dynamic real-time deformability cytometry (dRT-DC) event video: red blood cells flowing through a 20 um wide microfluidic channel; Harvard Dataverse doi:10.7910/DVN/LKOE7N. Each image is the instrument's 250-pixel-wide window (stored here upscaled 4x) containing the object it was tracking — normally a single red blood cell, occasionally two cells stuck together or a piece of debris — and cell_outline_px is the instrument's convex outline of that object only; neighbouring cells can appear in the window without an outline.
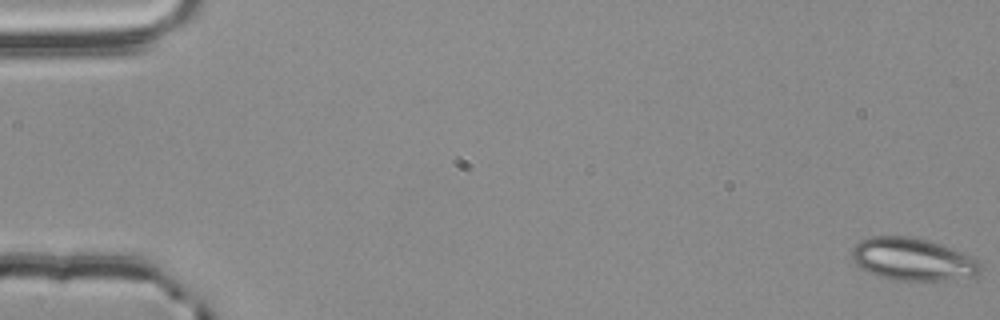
{"species": "common noctule bat (a hibernating species)", "species_latin": "Nyctalus noctula", "temperature_condition": "room temperature", "stored_images_in_passage": 56, "camera_frame_rate_fps": 3000, "um_per_image_px": 0.085, "animal": {"sex": "male", "body_mass_g": 20.4}, "frame": {"image": 1, "passage_image": 1, "time_ms": 0.0, "image_size_px": [1000, 320], "cell_outline_px": [[980, 272], [976, 276], [940, 284], [888, 280], [876, 276], [860, 268], [852, 260], [852, 248], [860, 240], [872, 236], [916, 236], [964, 252], [980, 260]], "centroid_in_image_um": [77.64, 22.1], "position_along_channel_um": 7.4, "area_um2": 33.52}}
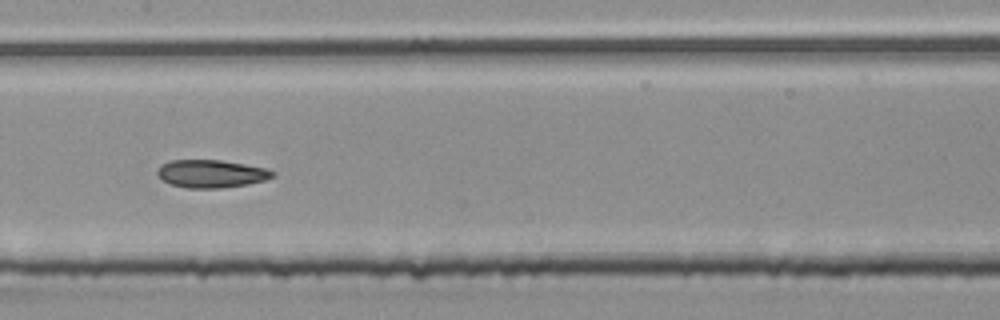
{"frame": {"image": 2, "passage_image": 29, "time_ms": 9.333, "image_size_px": [1000, 320], "cell_outline_px": [[276, 172], [272, 176], [264, 180], [248, 184], [220, 188], [188, 188], [172, 184], [156, 176], [156, 172], [160, 164], [172, 160], [220, 160], [244, 164], [264, 168]], "centroid_in_image_um": [17.91, 14.76], "position_along_channel_um": 189.5, "area_um2": 18.55}}
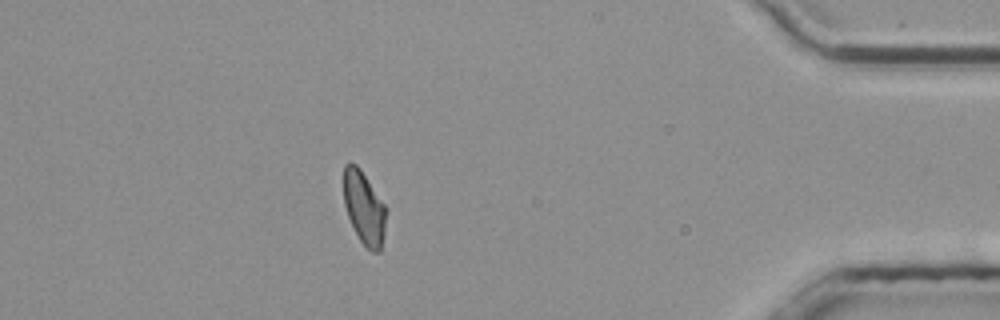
{"frame": {"image": 3, "passage_image": 50, "time_ms": 16.333, "image_size_px": [1000, 320], "cell_outline_px": [[384, 232], [380, 252], [372, 252], [360, 240], [348, 216], [344, 204], [344, 164], [356, 164], [360, 168], [384, 204]], "centroid_in_image_um": [30.92, 17.66], "position_along_channel_um": 404.3, "area_um2": 17.46}, "authors_computed_cell_mechanics": {"area_um2": 19.0451, "velocity_mm_per_s": 3.7624, "shape_relaxation_time_tau1_ms": null, "shape_relaxation_time_tau2_ms": 3.8102, "deformation_change_tau1": null, "deformation_change_tau2": 0.0957}}